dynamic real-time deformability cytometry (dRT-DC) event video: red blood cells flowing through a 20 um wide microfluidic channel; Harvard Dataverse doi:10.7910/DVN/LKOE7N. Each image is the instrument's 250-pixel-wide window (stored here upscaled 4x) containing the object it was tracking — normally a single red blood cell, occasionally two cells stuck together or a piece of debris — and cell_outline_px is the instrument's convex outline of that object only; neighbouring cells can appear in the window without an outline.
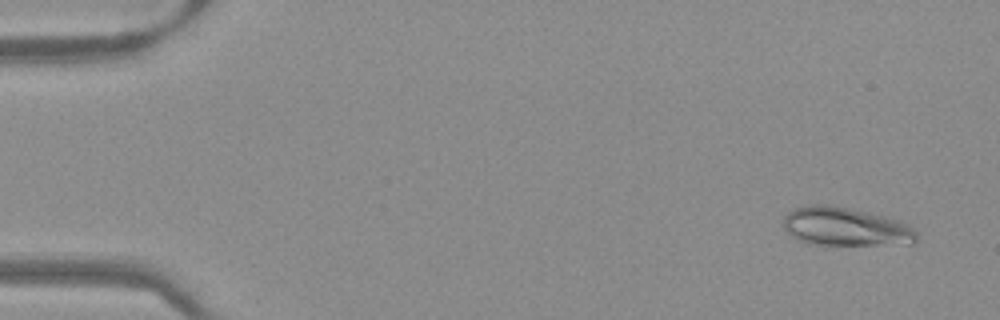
{"species": "Egyptian fruit bat (a non-hibernating species)", "species_latin": "Rousettus aegyptiacus", "temperature_condition": "warm", "stored_images_in_passage": 51, "camera_frame_rate_fps": 3000, "um_per_image_px": 0.085, "frame": {"image": 1, "passage_image": 3, "time_ms": 0.667, "image_size_px": [1000, 320], "cell_outline_px": [[916, 240], [912, 244], [816, 244], [800, 240], [792, 236], [784, 228], [784, 216], [788, 212], [796, 208], [808, 204], [824, 204], [848, 208], [884, 216], [908, 224], [916, 232]], "centroid_in_image_um": [71.86, 19.26], "position_along_channel_um": 13.1, "area_um2": 29.42}}
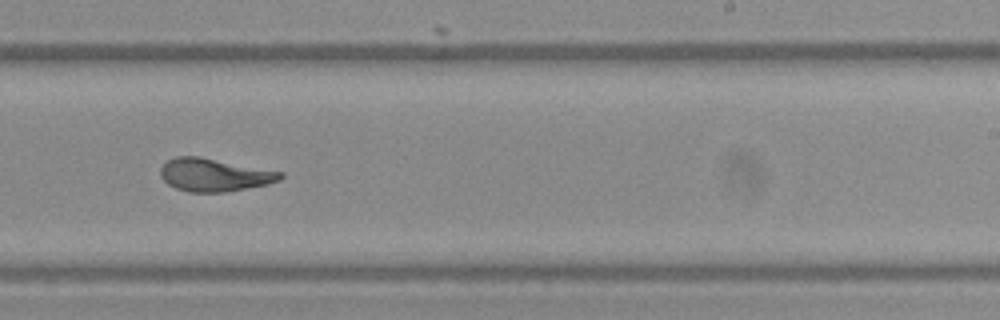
{"frame": {"image": 2, "passage_image": 32, "time_ms": 10.333, "image_size_px": [1000, 320], "cell_outline_px": [[284, 176], [280, 180], [268, 184], [224, 192], [188, 192], [176, 188], [168, 184], [160, 176], [160, 168], [168, 160], [176, 156], [200, 156], [284, 172]], "centroid_in_image_um": [18.22, 14.86], "position_along_channel_um": 270.8, "area_um2": 23.06}}
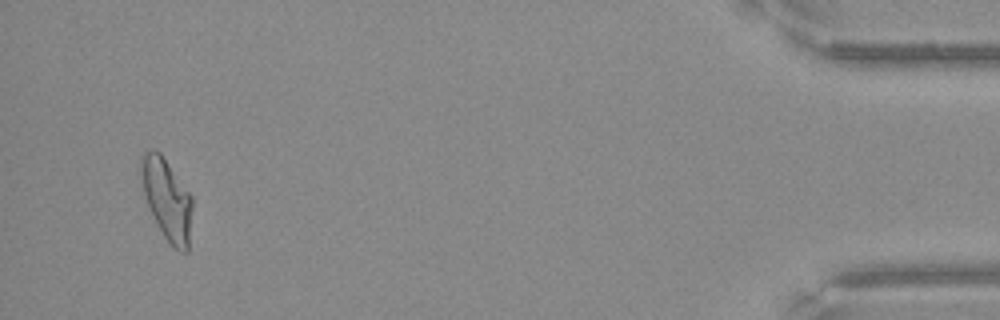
{"frame": {"image": 3, "passage_image": 49, "time_ms": 16.0, "image_size_px": [1000, 320], "cell_outline_px": [[192, 208], [188, 252], [180, 252], [164, 236], [148, 204], [144, 192], [140, 172], [140, 156], [144, 152], [152, 148], [156, 148], [160, 152], [192, 196]], "centroid_in_image_um": [14.19, 16.88], "position_along_channel_um": 421.0, "area_um2": 23.87}}